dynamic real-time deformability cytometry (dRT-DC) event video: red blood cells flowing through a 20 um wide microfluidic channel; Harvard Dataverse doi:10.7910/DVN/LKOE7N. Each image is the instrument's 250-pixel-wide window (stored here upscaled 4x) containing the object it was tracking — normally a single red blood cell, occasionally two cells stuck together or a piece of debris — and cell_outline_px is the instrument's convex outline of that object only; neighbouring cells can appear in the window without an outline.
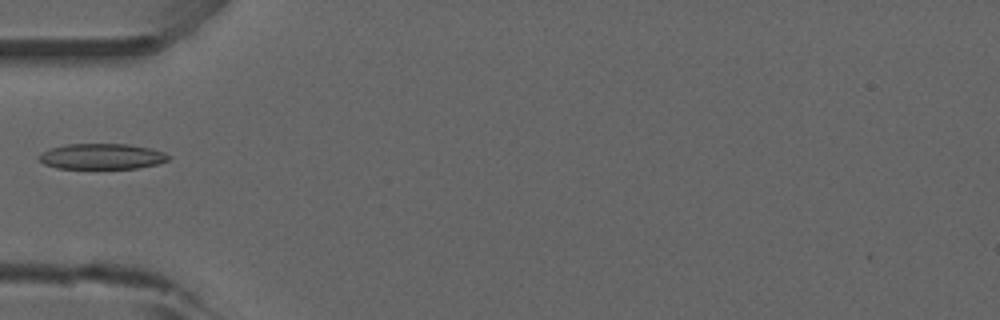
{"species": "common noctule bat (a hibernating species)", "species_latin": "Nyctalus noctula", "temperature_condition": "room temperature", "stored_images_in_passage": 5, "camera_frame_rate_fps": 3000, "um_per_image_px": 0.085, "animal": {"sex": "male", "forearm_length_mm": 52.5}, "frame": {"image": 1, "passage_image": 1, "time_ms": 0.0, "image_size_px": [1000, 320], "cell_outline_px": [[168, 160], [156, 164], [136, 168], [56, 168], [44, 164], [36, 156], [40, 152], [48, 148], [68, 144], [128, 144], [152, 148], [164, 152], [168, 156]], "centroid_in_image_um": [8.6, 13.28], "position_along_channel_um": 76.4, "area_um2": 19.36}}